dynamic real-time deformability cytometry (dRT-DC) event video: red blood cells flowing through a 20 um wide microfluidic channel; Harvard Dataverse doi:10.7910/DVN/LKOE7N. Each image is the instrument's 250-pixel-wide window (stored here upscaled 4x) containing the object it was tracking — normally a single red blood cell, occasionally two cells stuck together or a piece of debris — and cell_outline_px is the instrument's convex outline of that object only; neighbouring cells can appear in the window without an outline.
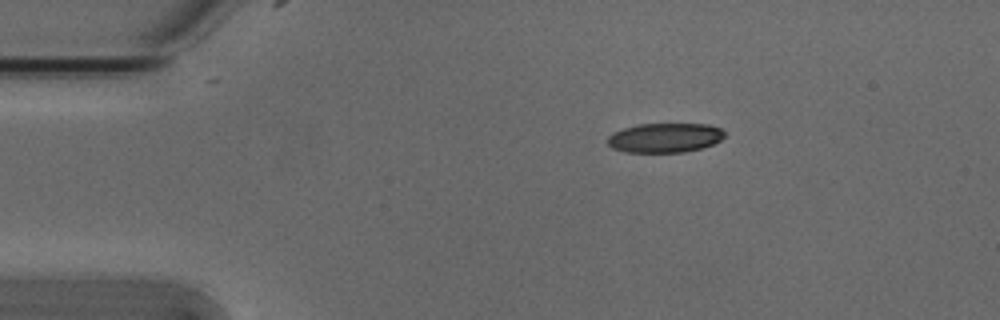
{"species": "Egyptian fruit bat (a non-hibernating species)", "species_latin": "Rousettus aegyptiacus", "temperature_condition": "cold", "stored_images_in_passage": 6, "camera_frame_rate_fps": 3000, "um_per_image_px": 0.085, "animal": {"sex": "male"}, "frame": {"image": 1, "passage_image": 1, "time_ms": 0.0, "image_size_px": [1000, 320], "cell_outline_px": [[724, 136], [720, 140], [712, 144], [700, 148], [684, 152], [624, 152], [612, 148], [608, 144], [608, 136], [612, 132], [636, 124], [708, 124], [720, 128], [724, 132]], "centroid_in_image_um": [56.48, 11.7], "position_along_channel_um": 28.5, "area_um2": 20.06}}
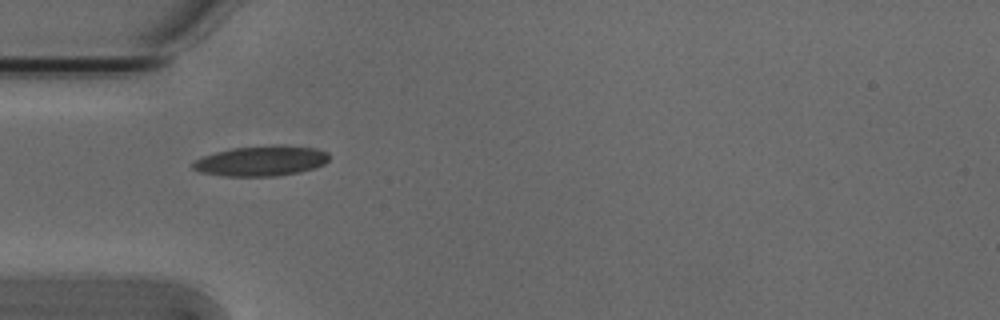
{"frame": {"image": 2, "passage_image": 3, "time_ms": 0.667, "image_size_px": [1000, 320], "cell_outline_px": [[328, 160], [324, 164], [312, 168], [296, 172], [276, 176], [224, 176], [200, 172], [192, 168], [192, 164], [196, 160], [204, 156], [216, 152], [232, 148], [272, 144], [276, 144], [316, 148], [328, 152]], "centroid_in_image_um": [22.2, 13.66], "position_along_channel_um": 62.8, "area_um2": 23.93}}
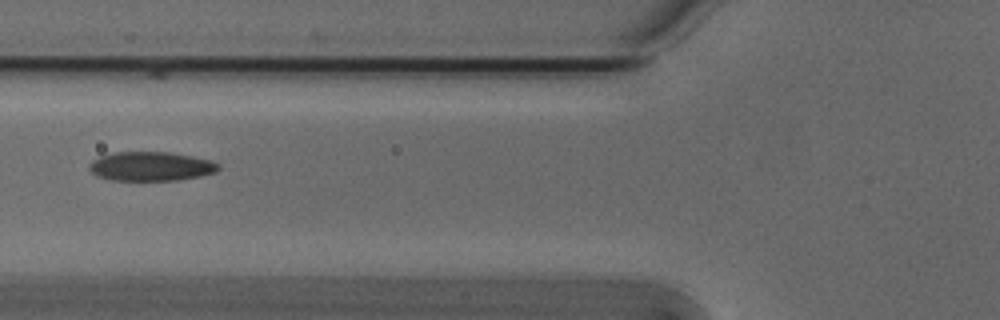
{"frame": {"image": 3, "passage_image": 4, "time_ms": 1.0, "image_size_px": [1000, 320], "cell_outline_px": [[220, 168], [216, 172], [200, 176], [176, 180], [112, 180], [96, 176], [88, 168], [88, 164], [92, 160], [100, 156], [116, 152], [168, 152], [192, 156], [212, 160], [220, 164]], "centroid_in_image_um": [12.83, 14.13], "position_along_channel_um": 113.0, "area_um2": 22.02}}